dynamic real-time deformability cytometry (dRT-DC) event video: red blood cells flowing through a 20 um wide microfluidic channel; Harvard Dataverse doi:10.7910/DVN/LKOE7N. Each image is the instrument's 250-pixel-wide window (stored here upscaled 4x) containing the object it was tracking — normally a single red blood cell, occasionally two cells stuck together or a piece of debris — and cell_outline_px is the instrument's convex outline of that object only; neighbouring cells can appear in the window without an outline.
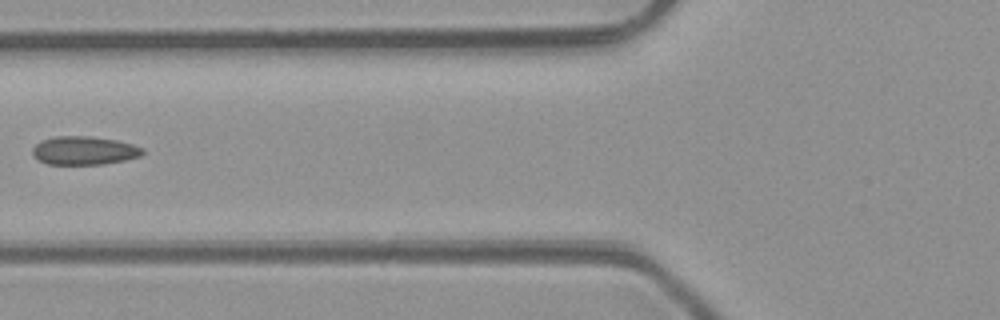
{"species": "common noctule bat (a hibernating species)", "species_latin": "Nyctalus noctula", "temperature_condition": "room temperature", "stored_images_in_passage": 2, "camera_frame_rate_fps": 3000, "um_per_image_px": 0.085, "animal": {"sex": "male", "body_mass_g": 23.1, "forearm_length_mm": 52.7}, "frame": {"image": 1, "passage_image": 2, "time_ms": 1.0, "image_size_px": [1000, 320], "cell_outline_px": [[144, 152], [140, 156], [124, 160], [104, 164], [48, 164], [32, 156], [32, 148], [40, 140], [56, 136], [92, 136], [116, 140], [132, 144], [144, 148]], "centroid_in_image_um": [7.14, 12.79], "position_along_channel_um": 118.7, "area_um2": 18.32}}